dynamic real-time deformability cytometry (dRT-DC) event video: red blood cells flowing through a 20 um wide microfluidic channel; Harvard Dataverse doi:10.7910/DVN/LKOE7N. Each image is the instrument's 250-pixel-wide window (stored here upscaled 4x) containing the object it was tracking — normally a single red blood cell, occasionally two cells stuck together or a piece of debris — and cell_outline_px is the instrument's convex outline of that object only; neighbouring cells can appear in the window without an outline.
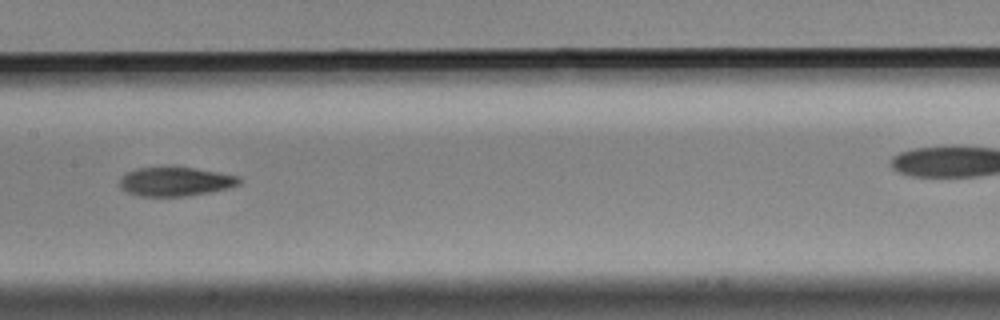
{"species": "Egyptian fruit bat (a non-hibernating species)", "species_latin": "Rousettus aegyptiacus", "temperature_condition": "cold", "stored_images_in_passage": 13, "camera_frame_rate_fps": 3000, "um_per_image_px": 0.085, "animal": {"sex": "male"}, "frame": {"image": 1, "passage_image": 6, "time_ms": 1.667, "image_size_px": [1000, 320], "cell_outline_px": [[244, 180], [240, 184], [228, 188], [208, 192], [184, 196], [140, 196], [128, 192], [120, 188], [120, 180], [128, 172], [136, 168], [172, 164], [240, 176]], "centroid_in_image_um": [14.93, 15.39], "position_along_channel_um": 192.5, "area_um2": 20.75}}
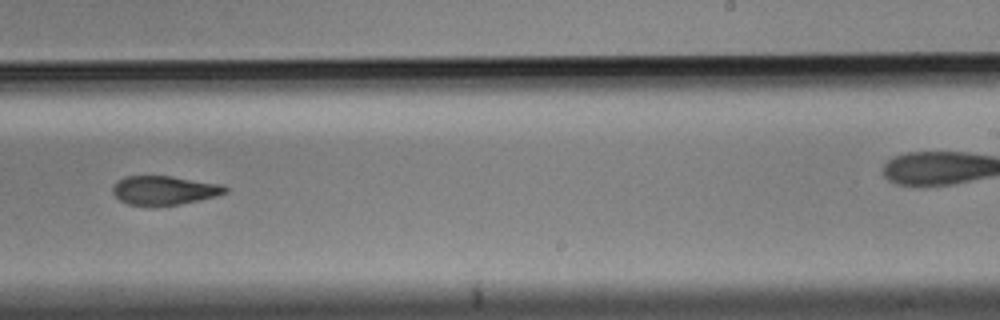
{"frame": {"image": 2, "passage_image": 8, "time_ms": 2.333, "image_size_px": [1000, 320], "cell_outline_px": [[228, 192], [216, 196], [180, 204], [128, 204], [120, 200], [112, 192], [112, 188], [124, 176], [172, 176], [224, 184], [228, 188]], "centroid_in_image_um": [14.03, 16.15], "position_along_channel_um": 275.0, "area_um2": 18.67}}
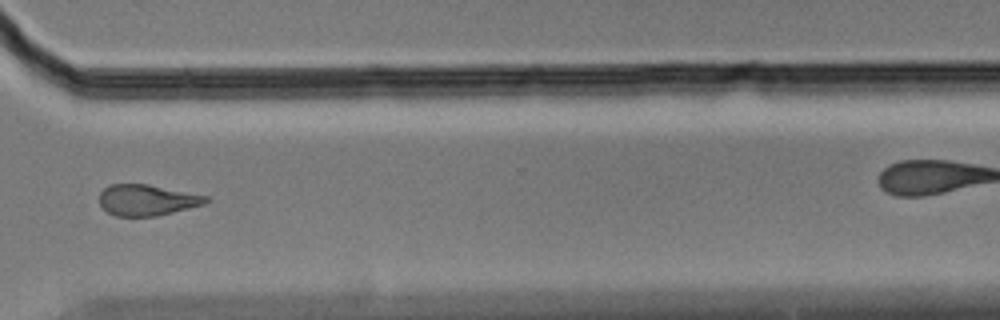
{"frame": {"image": 3, "passage_image": 10, "time_ms": 3.0, "image_size_px": [1000, 320], "cell_outline_px": [[208, 200], [204, 204], [156, 216], [116, 216], [108, 212], [100, 204], [100, 192], [108, 184], [148, 184], [208, 196]], "centroid_in_image_um": [12.47, 16.99], "position_along_channel_um": 358.1, "area_um2": 19.07}}